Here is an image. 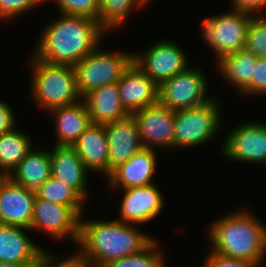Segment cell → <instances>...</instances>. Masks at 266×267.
Returning a JSON list of instances; mask_svg holds the SVG:
<instances>
[{
  "label": "cell",
  "instance_id": "obj_34",
  "mask_svg": "<svg viewBox=\"0 0 266 267\" xmlns=\"http://www.w3.org/2000/svg\"><path fill=\"white\" fill-rule=\"evenodd\" d=\"M57 258L58 256H53L52 253L44 251L39 258L37 267H87L77 253L65 259L63 257L62 260Z\"/></svg>",
  "mask_w": 266,
  "mask_h": 267
},
{
  "label": "cell",
  "instance_id": "obj_12",
  "mask_svg": "<svg viewBox=\"0 0 266 267\" xmlns=\"http://www.w3.org/2000/svg\"><path fill=\"white\" fill-rule=\"evenodd\" d=\"M131 115L136 121L144 148L156 150L174 148L173 110L158 102Z\"/></svg>",
  "mask_w": 266,
  "mask_h": 267
},
{
  "label": "cell",
  "instance_id": "obj_25",
  "mask_svg": "<svg viewBox=\"0 0 266 267\" xmlns=\"http://www.w3.org/2000/svg\"><path fill=\"white\" fill-rule=\"evenodd\" d=\"M16 128L0 136V171L6 176L34 147L30 136Z\"/></svg>",
  "mask_w": 266,
  "mask_h": 267
},
{
  "label": "cell",
  "instance_id": "obj_33",
  "mask_svg": "<svg viewBox=\"0 0 266 267\" xmlns=\"http://www.w3.org/2000/svg\"><path fill=\"white\" fill-rule=\"evenodd\" d=\"M208 253L202 267H258L262 264V262L227 257L211 250Z\"/></svg>",
  "mask_w": 266,
  "mask_h": 267
},
{
  "label": "cell",
  "instance_id": "obj_28",
  "mask_svg": "<svg viewBox=\"0 0 266 267\" xmlns=\"http://www.w3.org/2000/svg\"><path fill=\"white\" fill-rule=\"evenodd\" d=\"M159 241L156 238L137 254L111 261L104 267H167ZM162 252V253H161Z\"/></svg>",
  "mask_w": 266,
  "mask_h": 267
},
{
  "label": "cell",
  "instance_id": "obj_2",
  "mask_svg": "<svg viewBox=\"0 0 266 267\" xmlns=\"http://www.w3.org/2000/svg\"><path fill=\"white\" fill-rule=\"evenodd\" d=\"M135 225L119 220H84L80 218L78 256L87 267H104L111 261L134 255L155 238L136 230Z\"/></svg>",
  "mask_w": 266,
  "mask_h": 267
},
{
  "label": "cell",
  "instance_id": "obj_9",
  "mask_svg": "<svg viewBox=\"0 0 266 267\" xmlns=\"http://www.w3.org/2000/svg\"><path fill=\"white\" fill-rule=\"evenodd\" d=\"M84 207H68L35 197L31 230L45 232L55 240L70 239L77 245Z\"/></svg>",
  "mask_w": 266,
  "mask_h": 267
},
{
  "label": "cell",
  "instance_id": "obj_37",
  "mask_svg": "<svg viewBox=\"0 0 266 267\" xmlns=\"http://www.w3.org/2000/svg\"><path fill=\"white\" fill-rule=\"evenodd\" d=\"M38 262H18V263H6L0 262V267H37Z\"/></svg>",
  "mask_w": 266,
  "mask_h": 267
},
{
  "label": "cell",
  "instance_id": "obj_5",
  "mask_svg": "<svg viewBox=\"0 0 266 267\" xmlns=\"http://www.w3.org/2000/svg\"><path fill=\"white\" fill-rule=\"evenodd\" d=\"M101 48L98 46L73 66L77 89L82 98L94 89L118 82L133 63L131 52H109Z\"/></svg>",
  "mask_w": 266,
  "mask_h": 267
},
{
  "label": "cell",
  "instance_id": "obj_39",
  "mask_svg": "<svg viewBox=\"0 0 266 267\" xmlns=\"http://www.w3.org/2000/svg\"><path fill=\"white\" fill-rule=\"evenodd\" d=\"M6 178V175L0 171V184L2 183V181Z\"/></svg>",
  "mask_w": 266,
  "mask_h": 267
},
{
  "label": "cell",
  "instance_id": "obj_7",
  "mask_svg": "<svg viewBox=\"0 0 266 267\" xmlns=\"http://www.w3.org/2000/svg\"><path fill=\"white\" fill-rule=\"evenodd\" d=\"M253 13L232 8L230 12L205 18L201 37L215 52V59L245 49L247 28Z\"/></svg>",
  "mask_w": 266,
  "mask_h": 267
},
{
  "label": "cell",
  "instance_id": "obj_24",
  "mask_svg": "<svg viewBox=\"0 0 266 267\" xmlns=\"http://www.w3.org/2000/svg\"><path fill=\"white\" fill-rule=\"evenodd\" d=\"M256 60L257 57L253 53L243 49L216 61L217 72L241 93L251 83Z\"/></svg>",
  "mask_w": 266,
  "mask_h": 267
},
{
  "label": "cell",
  "instance_id": "obj_22",
  "mask_svg": "<svg viewBox=\"0 0 266 267\" xmlns=\"http://www.w3.org/2000/svg\"><path fill=\"white\" fill-rule=\"evenodd\" d=\"M82 99L93 124L105 125L130 115L121 103L117 82L94 89Z\"/></svg>",
  "mask_w": 266,
  "mask_h": 267
},
{
  "label": "cell",
  "instance_id": "obj_38",
  "mask_svg": "<svg viewBox=\"0 0 266 267\" xmlns=\"http://www.w3.org/2000/svg\"><path fill=\"white\" fill-rule=\"evenodd\" d=\"M37 6L38 4H42L43 2L45 3L46 0H32ZM48 1V0H47ZM55 1V0H54Z\"/></svg>",
  "mask_w": 266,
  "mask_h": 267
},
{
  "label": "cell",
  "instance_id": "obj_14",
  "mask_svg": "<svg viewBox=\"0 0 266 267\" xmlns=\"http://www.w3.org/2000/svg\"><path fill=\"white\" fill-rule=\"evenodd\" d=\"M108 153V176L120 164L127 162L141 151L142 144L136 121L132 115L104 125Z\"/></svg>",
  "mask_w": 266,
  "mask_h": 267
},
{
  "label": "cell",
  "instance_id": "obj_1",
  "mask_svg": "<svg viewBox=\"0 0 266 267\" xmlns=\"http://www.w3.org/2000/svg\"><path fill=\"white\" fill-rule=\"evenodd\" d=\"M105 32L97 20L60 14L43 29L33 56L51 64L74 66L100 46Z\"/></svg>",
  "mask_w": 266,
  "mask_h": 267
},
{
  "label": "cell",
  "instance_id": "obj_20",
  "mask_svg": "<svg viewBox=\"0 0 266 267\" xmlns=\"http://www.w3.org/2000/svg\"><path fill=\"white\" fill-rule=\"evenodd\" d=\"M47 114H51L54 118L57 135L55 145L59 146H73L92 124L83 99L71 105L53 108Z\"/></svg>",
  "mask_w": 266,
  "mask_h": 267
},
{
  "label": "cell",
  "instance_id": "obj_23",
  "mask_svg": "<svg viewBox=\"0 0 266 267\" xmlns=\"http://www.w3.org/2000/svg\"><path fill=\"white\" fill-rule=\"evenodd\" d=\"M51 176L50 150L32 148L8 177L27 190L36 193Z\"/></svg>",
  "mask_w": 266,
  "mask_h": 267
},
{
  "label": "cell",
  "instance_id": "obj_29",
  "mask_svg": "<svg viewBox=\"0 0 266 267\" xmlns=\"http://www.w3.org/2000/svg\"><path fill=\"white\" fill-rule=\"evenodd\" d=\"M245 49L258 58H266V16L253 14L247 28Z\"/></svg>",
  "mask_w": 266,
  "mask_h": 267
},
{
  "label": "cell",
  "instance_id": "obj_36",
  "mask_svg": "<svg viewBox=\"0 0 266 267\" xmlns=\"http://www.w3.org/2000/svg\"><path fill=\"white\" fill-rule=\"evenodd\" d=\"M231 3L233 6L232 8H236L241 11H247L253 14H257V12L258 14H261V12H263L266 8V0H232Z\"/></svg>",
  "mask_w": 266,
  "mask_h": 267
},
{
  "label": "cell",
  "instance_id": "obj_3",
  "mask_svg": "<svg viewBox=\"0 0 266 267\" xmlns=\"http://www.w3.org/2000/svg\"><path fill=\"white\" fill-rule=\"evenodd\" d=\"M210 250L221 255L251 262H264L266 225L246 209L224 214L208 229Z\"/></svg>",
  "mask_w": 266,
  "mask_h": 267
},
{
  "label": "cell",
  "instance_id": "obj_8",
  "mask_svg": "<svg viewBox=\"0 0 266 267\" xmlns=\"http://www.w3.org/2000/svg\"><path fill=\"white\" fill-rule=\"evenodd\" d=\"M207 81L203 71L189 66L159 86L158 102L173 111L201 106L214 98L207 96Z\"/></svg>",
  "mask_w": 266,
  "mask_h": 267
},
{
  "label": "cell",
  "instance_id": "obj_17",
  "mask_svg": "<svg viewBox=\"0 0 266 267\" xmlns=\"http://www.w3.org/2000/svg\"><path fill=\"white\" fill-rule=\"evenodd\" d=\"M157 150L143 148L127 162L120 164L107 177L111 189L145 187L152 182L157 165Z\"/></svg>",
  "mask_w": 266,
  "mask_h": 267
},
{
  "label": "cell",
  "instance_id": "obj_6",
  "mask_svg": "<svg viewBox=\"0 0 266 267\" xmlns=\"http://www.w3.org/2000/svg\"><path fill=\"white\" fill-rule=\"evenodd\" d=\"M216 99L214 97L198 107L174 111L175 149L206 144L218 134L222 124V108Z\"/></svg>",
  "mask_w": 266,
  "mask_h": 267
},
{
  "label": "cell",
  "instance_id": "obj_32",
  "mask_svg": "<svg viewBox=\"0 0 266 267\" xmlns=\"http://www.w3.org/2000/svg\"><path fill=\"white\" fill-rule=\"evenodd\" d=\"M36 8L37 5L32 0H0V20L10 21L16 19L26 12Z\"/></svg>",
  "mask_w": 266,
  "mask_h": 267
},
{
  "label": "cell",
  "instance_id": "obj_4",
  "mask_svg": "<svg viewBox=\"0 0 266 267\" xmlns=\"http://www.w3.org/2000/svg\"><path fill=\"white\" fill-rule=\"evenodd\" d=\"M29 63L33 69L30 95L43 111L71 105L82 99L73 66L47 63L33 55Z\"/></svg>",
  "mask_w": 266,
  "mask_h": 267
},
{
  "label": "cell",
  "instance_id": "obj_26",
  "mask_svg": "<svg viewBox=\"0 0 266 267\" xmlns=\"http://www.w3.org/2000/svg\"><path fill=\"white\" fill-rule=\"evenodd\" d=\"M151 0H99L98 22L106 30L112 31L126 23L134 9L146 6ZM117 27V28H116Z\"/></svg>",
  "mask_w": 266,
  "mask_h": 267
},
{
  "label": "cell",
  "instance_id": "obj_21",
  "mask_svg": "<svg viewBox=\"0 0 266 267\" xmlns=\"http://www.w3.org/2000/svg\"><path fill=\"white\" fill-rule=\"evenodd\" d=\"M73 147L88 171L108 177L109 147L104 125L92 123Z\"/></svg>",
  "mask_w": 266,
  "mask_h": 267
},
{
  "label": "cell",
  "instance_id": "obj_30",
  "mask_svg": "<svg viewBox=\"0 0 266 267\" xmlns=\"http://www.w3.org/2000/svg\"><path fill=\"white\" fill-rule=\"evenodd\" d=\"M62 15L84 16L98 21L99 0H55Z\"/></svg>",
  "mask_w": 266,
  "mask_h": 267
},
{
  "label": "cell",
  "instance_id": "obj_19",
  "mask_svg": "<svg viewBox=\"0 0 266 267\" xmlns=\"http://www.w3.org/2000/svg\"><path fill=\"white\" fill-rule=\"evenodd\" d=\"M31 229L0 224V262H38L45 251L30 239L24 231Z\"/></svg>",
  "mask_w": 266,
  "mask_h": 267
},
{
  "label": "cell",
  "instance_id": "obj_31",
  "mask_svg": "<svg viewBox=\"0 0 266 267\" xmlns=\"http://www.w3.org/2000/svg\"><path fill=\"white\" fill-rule=\"evenodd\" d=\"M246 97L266 95V58H258L251 83L240 93Z\"/></svg>",
  "mask_w": 266,
  "mask_h": 267
},
{
  "label": "cell",
  "instance_id": "obj_18",
  "mask_svg": "<svg viewBox=\"0 0 266 267\" xmlns=\"http://www.w3.org/2000/svg\"><path fill=\"white\" fill-rule=\"evenodd\" d=\"M50 158L51 176L71 187L86 202L89 172L75 148L55 145L52 151L50 150Z\"/></svg>",
  "mask_w": 266,
  "mask_h": 267
},
{
  "label": "cell",
  "instance_id": "obj_11",
  "mask_svg": "<svg viewBox=\"0 0 266 267\" xmlns=\"http://www.w3.org/2000/svg\"><path fill=\"white\" fill-rule=\"evenodd\" d=\"M221 154L231 161L258 163L266 167V124L242 123L223 140Z\"/></svg>",
  "mask_w": 266,
  "mask_h": 267
},
{
  "label": "cell",
  "instance_id": "obj_27",
  "mask_svg": "<svg viewBox=\"0 0 266 267\" xmlns=\"http://www.w3.org/2000/svg\"><path fill=\"white\" fill-rule=\"evenodd\" d=\"M36 196L51 203L68 207H84V200L65 183L50 176L41 188L36 192Z\"/></svg>",
  "mask_w": 266,
  "mask_h": 267
},
{
  "label": "cell",
  "instance_id": "obj_15",
  "mask_svg": "<svg viewBox=\"0 0 266 267\" xmlns=\"http://www.w3.org/2000/svg\"><path fill=\"white\" fill-rule=\"evenodd\" d=\"M35 197L36 193L6 176L0 184V224L31 229Z\"/></svg>",
  "mask_w": 266,
  "mask_h": 267
},
{
  "label": "cell",
  "instance_id": "obj_35",
  "mask_svg": "<svg viewBox=\"0 0 266 267\" xmlns=\"http://www.w3.org/2000/svg\"><path fill=\"white\" fill-rule=\"evenodd\" d=\"M14 110L7 101L0 100V136L12 131L16 127Z\"/></svg>",
  "mask_w": 266,
  "mask_h": 267
},
{
  "label": "cell",
  "instance_id": "obj_10",
  "mask_svg": "<svg viewBox=\"0 0 266 267\" xmlns=\"http://www.w3.org/2000/svg\"><path fill=\"white\" fill-rule=\"evenodd\" d=\"M149 47L144 54L133 52V63L158 86L189 67V58L177 43L162 40Z\"/></svg>",
  "mask_w": 266,
  "mask_h": 267
},
{
  "label": "cell",
  "instance_id": "obj_13",
  "mask_svg": "<svg viewBox=\"0 0 266 267\" xmlns=\"http://www.w3.org/2000/svg\"><path fill=\"white\" fill-rule=\"evenodd\" d=\"M124 190L117 220L140 225L153 221L164 209L163 193L156 184Z\"/></svg>",
  "mask_w": 266,
  "mask_h": 267
},
{
  "label": "cell",
  "instance_id": "obj_16",
  "mask_svg": "<svg viewBox=\"0 0 266 267\" xmlns=\"http://www.w3.org/2000/svg\"><path fill=\"white\" fill-rule=\"evenodd\" d=\"M120 100L131 115L158 103L159 86L135 63H132L117 82Z\"/></svg>",
  "mask_w": 266,
  "mask_h": 267
}]
</instances>
